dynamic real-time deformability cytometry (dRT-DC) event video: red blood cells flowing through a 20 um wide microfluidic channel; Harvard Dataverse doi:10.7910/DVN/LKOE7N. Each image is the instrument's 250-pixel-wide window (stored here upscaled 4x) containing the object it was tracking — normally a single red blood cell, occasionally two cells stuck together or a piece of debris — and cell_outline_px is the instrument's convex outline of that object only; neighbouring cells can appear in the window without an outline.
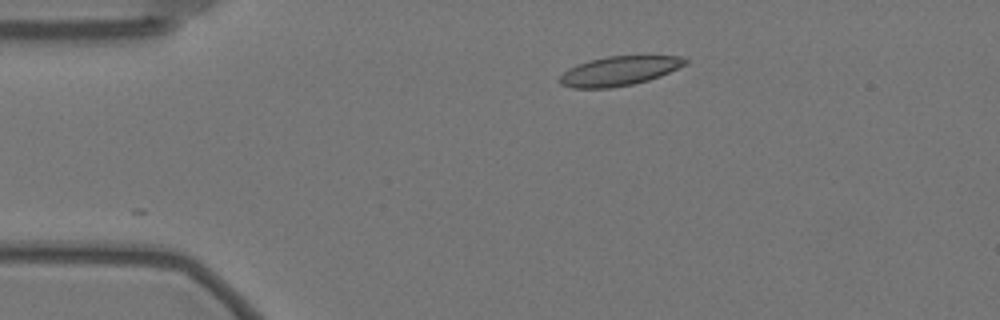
{"species": "Egyptian fruit bat (a non-hibernating species)", "species_latin": "Rousettus aegyptiacus", "temperature_condition": "warm", "stored_images_in_passage": 28, "camera_frame_rate_fps": 3000, "um_per_image_px": 0.085, "animal": {"sex": "female"}, "frame": {"image": 1, "passage_image": 1, "time_ms": 0.0, "image_size_px": [1000, 320], "cell_outline_px": [[688, 64], [660, 76], [648, 80], [632, 84], [608, 88], [572, 88], [560, 84], [560, 76], [568, 68], [588, 60], [608, 56], [680, 56], [688, 60]], "centroid_in_image_um": [52.63, 6.03], "position_along_channel_um": 32.4, "area_um2": 21.39}}
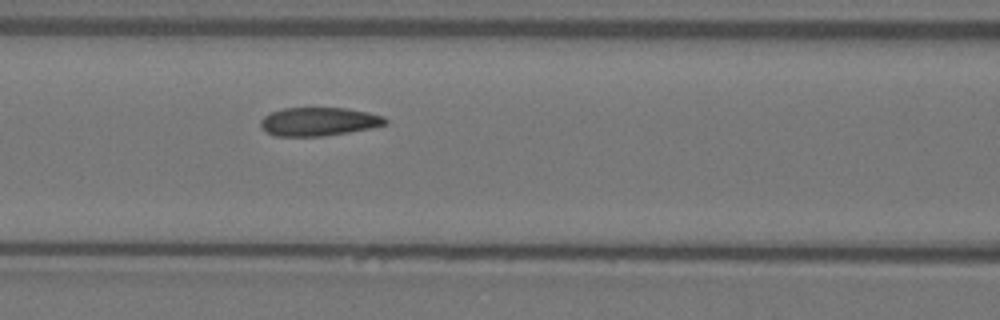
{"frame": {"image": 2, "passage_image": 14, "time_ms": 4.333, "image_size_px": [1000, 320], "cell_outline_px": [[388, 124], [348, 132], [324, 136], [276, 136], [268, 132], [260, 124], [260, 120], [264, 116], [272, 112], [284, 108], [344, 108], [368, 112], [384, 116], [388, 120]], "centroid_in_image_um": [27.12, 10.33], "position_along_channel_um": 139.5, "area_um2": 20.52}}
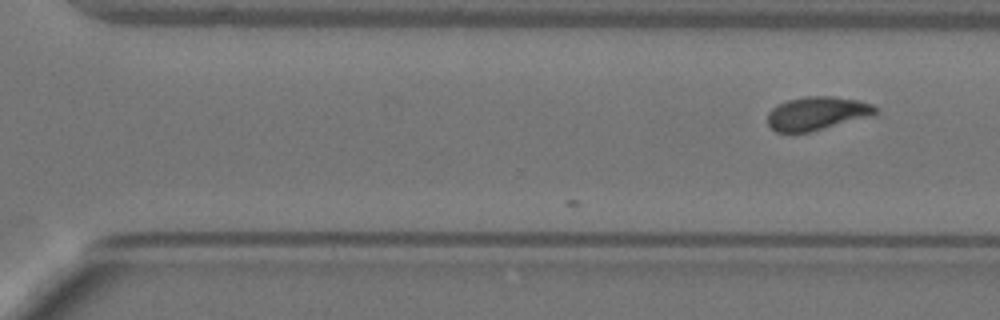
{"frame": {"image": 3, "passage_image": 28, "time_ms": 9.0, "image_size_px": [1000, 320], "cell_outline_px": [[876, 112], [872, 116], [812, 132], [776, 132], [768, 124], [768, 112], [772, 108], [788, 100], [804, 96], [832, 96], [860, 100], [872, 104], [876, 108]], "centroid_in_image_um": [69.46, 9.64], "position_along_channel_um": 301.1, "area_um2": 21.1}}